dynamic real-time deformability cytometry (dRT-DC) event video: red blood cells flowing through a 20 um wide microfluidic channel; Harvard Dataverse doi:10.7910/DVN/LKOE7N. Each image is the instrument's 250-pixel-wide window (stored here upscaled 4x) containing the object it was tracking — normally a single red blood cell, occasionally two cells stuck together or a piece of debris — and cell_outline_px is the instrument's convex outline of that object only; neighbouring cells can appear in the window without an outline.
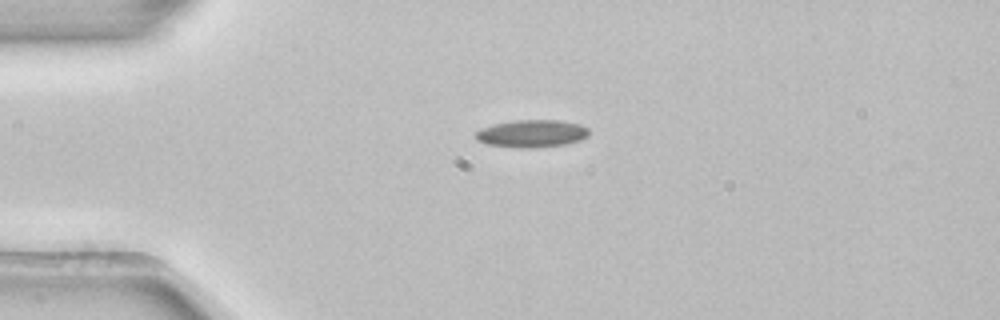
{"species": "common noctule bat (a hibernating species)", "species_latin": "Nyctalus noctula", "temperature_condition": "room temperature", "stored_images_in_passage": 6, "camera_frame_rate_fps": 3000, "um_per_image_px": 0.085, "animal": {"sex": "female", "body_mass_g": 22.7, "forearm_length_mm": 54.2}, "frame": {"image": 1, "passage_image": 2, "time_ms": 0.333, "image_size_px": [1000, 320], "cell_outline_px": [[588, 136], [580, 140], [564, 144], [532, 148], [520, 148], [488, 144], [480, 140], [476, 136], [476, 132], [480, 128], [492, 124], [516, 120], [556, 120], [580, 124], [588, 128]], "centroid_in_image_um": [45.21, 11.34], "position_along_channel_um": 39.8, "area_um2": 17.98}}